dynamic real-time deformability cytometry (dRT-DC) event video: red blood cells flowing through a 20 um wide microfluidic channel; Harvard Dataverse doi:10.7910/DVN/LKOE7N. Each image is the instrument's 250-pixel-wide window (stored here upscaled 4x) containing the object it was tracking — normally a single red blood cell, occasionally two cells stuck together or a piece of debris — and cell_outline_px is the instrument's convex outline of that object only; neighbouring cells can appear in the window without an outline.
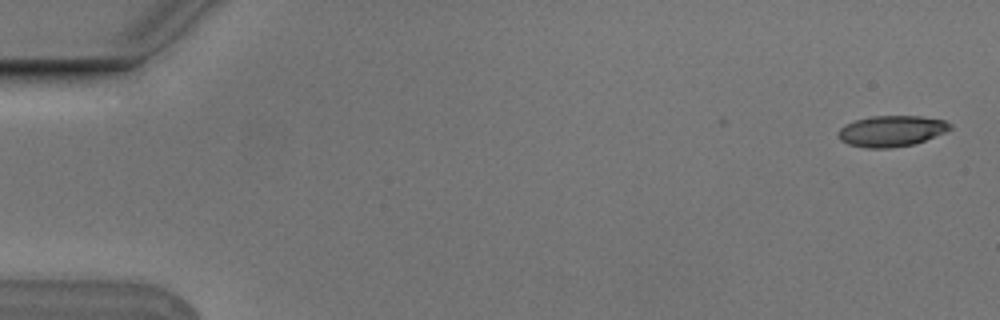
{"species": "Egyptian fruit bat (a non-hibernating species)", "species_latin": "Rousettus aegyptiacus", "temperature_condition": "cold", "stored_images_in_passage": 6, "camera_frame_rate_fps": 3000, "um_per_image_px": 0.085, "animal": {"sex": "male"}, "frame": {"image": 1, "passage_image": 1, "time_ms": 0.0, "image_size_px": [1000, 320], "cell_outline_px": [[952, 128], [944, 132], [924, 140], [912, 144], [892, 148], [864, 148], [848, 144], [840, 140], [836, 132], [844, 124], [856, 120], [872, 116], [920, 116], [944, 120], [952, 124]], "centroid_in_image_um": [75.73, 11.14], "position_along_channel_um": 9.3, "area_um2": 20.17}}